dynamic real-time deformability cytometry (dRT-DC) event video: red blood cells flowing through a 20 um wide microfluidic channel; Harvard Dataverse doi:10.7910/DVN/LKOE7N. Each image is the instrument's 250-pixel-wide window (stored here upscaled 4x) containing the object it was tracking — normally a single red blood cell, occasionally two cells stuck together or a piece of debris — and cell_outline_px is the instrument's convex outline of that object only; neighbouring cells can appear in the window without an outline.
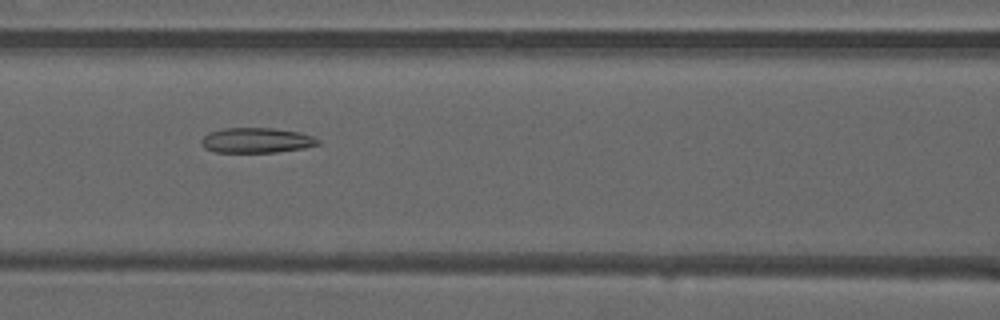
{"species": "common noctule bat (a hibernating species)", "species_latin": "Nyctalus noctula", "temperature_condition": "warm", "stored_images_in_passage": 46, "camera_frame_rate_fps": 3000, "um_per_image_px": 0.085, "animal": {"sex": "male", "forearm_length_mm": 52.5}, "frame": {"image": 1, "passage_image": 23, "time_ms": 7.333, "image_size_px": [1000, 320], "cell_outline_px": [[320, 144], [304, 148], [276, 152], [216, 152], [204, 148], [200, 144], [200, 140], [208, 132], [224, 128], [272, 128], [300, 132], [312, 136], [320, 140]], "centroid_in_image_um": [21.78, 11.93], "position_along_channel_um": 144.8, "area_um2": 17.17}}
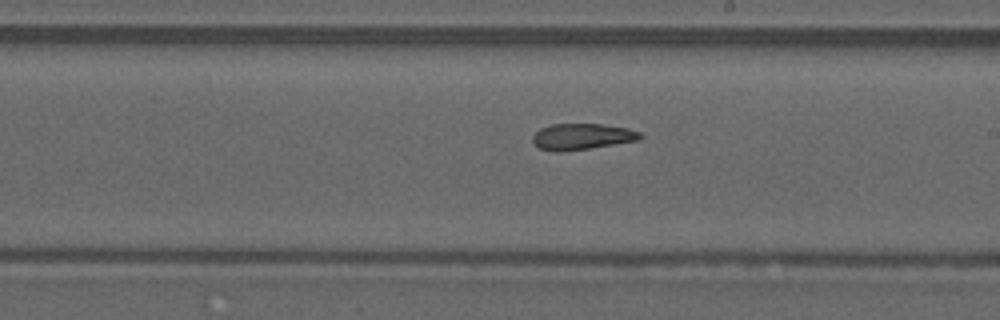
{"frame": {"image": 2, "passage_image": 30, "time_ms": 9.667, "image_size_px": [1000, 320], "cell_outline_px": [[644, 136], [640, 140], [588, 148], [560, 152], [556, 152], [540, 148], [532, 140], [532, 136], [540, 128], [552, 124], [604, 124], [628, 128], [640, 132]], "centroid_in_image_um": [49.49, 11.6], "position_along_channel_um": 239.5, "area_um2": 16.36}}
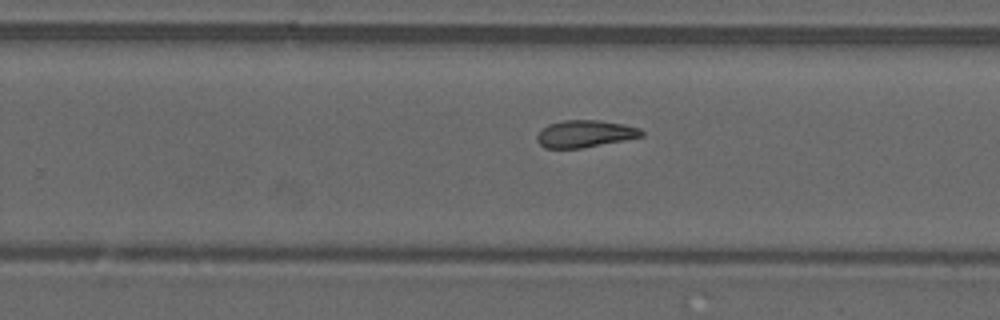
{"frame": {"image": 3, "passage_image": 33, "time_ms": 10.667, "image_size_px": [1000, 320], "cell_outline_px": [[644, 136], [624, 140], [580, 148], [544, 148], [536, 140], [536, 136], [548, 124], [564, 120], [600, 120], [624, 124], [640, 128], [644, 132]], "centroid_in_image_um": [49.74, 11.36], "position_along_channel_um": 280.1, "area_um2": 16.47}, "authors_computed_cell_mechanics": {"area_um2": 17.4556, "velocity_mm_per_s": 4.0791, "shape_relaxation_time_tau1_ms": null, "shape_relaxation_time_tau2_ms": 3.9434, "deformation_change_tau1": null, "deformation_change_tau2": 0.1138}}